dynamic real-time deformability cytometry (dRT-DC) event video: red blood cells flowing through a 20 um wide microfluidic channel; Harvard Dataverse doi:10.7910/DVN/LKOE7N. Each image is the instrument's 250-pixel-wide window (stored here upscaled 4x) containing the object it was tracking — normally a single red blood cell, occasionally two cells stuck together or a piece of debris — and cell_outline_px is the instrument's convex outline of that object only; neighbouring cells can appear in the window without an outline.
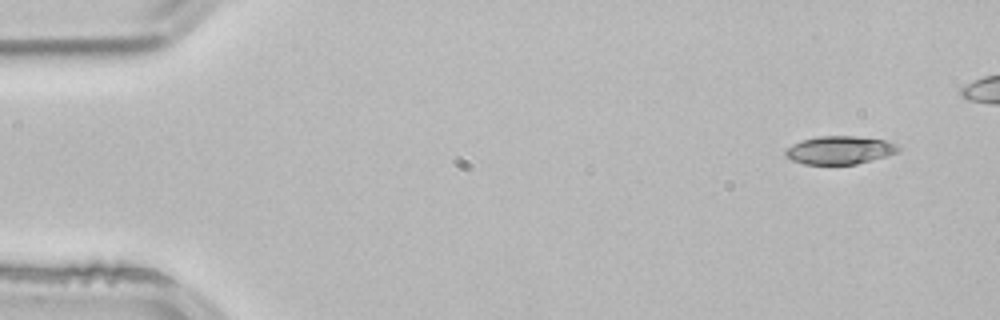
{"species": "common noctule bat (a hibernating species)", "species_latin": "Nyctalus noctula", "temperature_condition": "room temperature", "stored_images_in_passage": 5, "camera_frame_rate_fps": 3000, "um_per_image_px": 0.085, "animal": {"sex": "male", "body_mass_g": 21.5, "forearm_length_mm": 52.0}, "frame": {"image": 1, "passage_image": 1, "time_ms": 0.0, "image_size_px": [1000, 320], "cell_outline_px": [[900, 152], [888, 156], [856, 164], [804, 164], [792, 160], [784, 156], [784, 152], [792, 144], [804, 140], [820, 136], [852, 136], [884, 140], [896, 144], [900, 148]], "centroid_in_image_um": [71.39, 12.77], "position_along_channel_um": 13.6, "area_um2": 18.44}}